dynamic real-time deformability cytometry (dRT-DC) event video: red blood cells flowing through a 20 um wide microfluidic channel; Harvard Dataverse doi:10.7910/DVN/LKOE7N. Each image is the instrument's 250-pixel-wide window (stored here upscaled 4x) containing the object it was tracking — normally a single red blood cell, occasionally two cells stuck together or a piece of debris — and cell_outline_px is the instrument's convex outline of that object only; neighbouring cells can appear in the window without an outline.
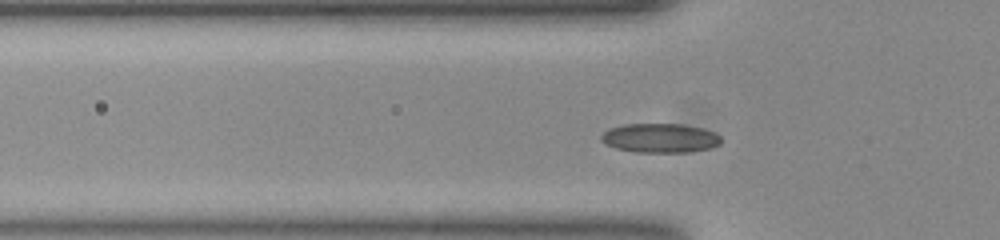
{"species": "common noctule bat (a hibernating species)", "species_latin": "Nyctalus noctula", "temperature_condition": "room temperature", "stored_images_in_passage": 48, "camera_frame_rate_fps": 3000, "um_per_image_px": 0.085, "animal": {"sex": "female", "body_mass_g": 23.0, "forearm_length_mm": 53.4}, "frame": {"image": 1, "passage_image": 11, "time_ms": 3.333, "image_size_px": [1000, 240], "cell_outline_px": [[720, 144], [708, 148], [688, 152], [636, 152], [616, 148], [600, 140], [600, 136], [608, 128], [624, 124], [684, 124], [704, 128], [720, 136]], "centroid_in_image_um": [56.09, 11.72], "position_along_channel_um": 69.7, "area_um2": 20.35}}
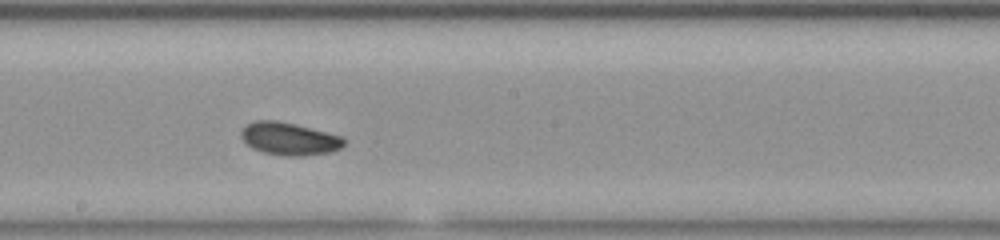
{"frame": {"image": 2, "passage_image": 23, "time_ms": 7.333, "image_size_px": [1000, 240], "cell_outline_px": [[344, 144], [340, 148], [328, 152], [304, 156], [284, 156], [264, 152], [252, 148], [240, 136], [240, 132], [244, 124], [256, 120], [276, 120], [296, 124], [340, 136], [344, 140]], "centroid_in_image_um": [24.52, 11.78], "position_along_channel_um": 223.7, "area_um2": 19.48}}
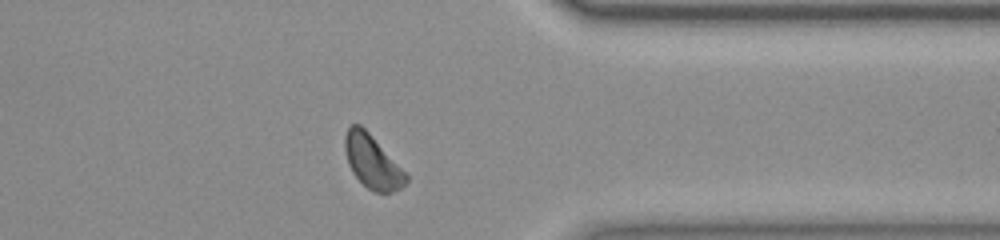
{"frame": {"image": 3, "passage_image": 36, "time_ms": 11.667, "image_size_px": [1000, 240], "cell_outline_px": [[408, 180], [400, 188], [392, 192], [376, 192], [368, 188], [352, 172], [348, 164], [344, 148], [344, 136], [348, 128], [352, 124], [360, 124], [372, 136], [408, 176]], "centroid_in_image_um": [31.61, 13.74], "position_along_channel_um": 379.8, "area_um2": 18.5}, "authors_computed_cell_mechanics": {"area_um2": 18.5538, "velocity_mm_per_s": 3.8397, "shape_relaxation_time_tau1_ms": 3.269, "shape_relaxation_time_tau2_ms": null, "deformation_change_tau1": 0.0773, "deformation_change_tau2": null}}